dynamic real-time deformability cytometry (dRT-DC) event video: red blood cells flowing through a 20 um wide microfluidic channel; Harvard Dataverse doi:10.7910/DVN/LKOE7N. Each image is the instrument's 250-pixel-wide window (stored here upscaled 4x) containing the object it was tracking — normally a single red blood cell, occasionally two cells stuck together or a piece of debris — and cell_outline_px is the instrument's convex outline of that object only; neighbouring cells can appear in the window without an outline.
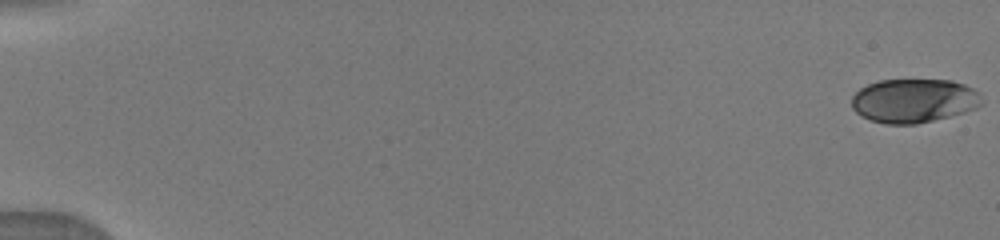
{"species": "human", "species_latin": "Homo sapiens", "temperature_condition": "warm", "stored_images_in_passage": 35, "camera_frame_rate_fps": 3000, "um_per_image_px": 0.085, "donor": {"sex": "male"}, "frame": {"image": 1, "passage_image": 1, "time_ms": 0.0, "image_size_px": [1000, 240], "cell_outline_px": [[984, 104], [976, 108], [964, 112], [916, 124], [884, 124], [872, 120], [856, 112], [852, 108], [852, 96], [860, 88], [868, 84], [880, 80], [952, 80], [964, 84], [980, 92]], "centroid_in_image_um": [77.7, 8.55], "position_along_channel_um": 7.3, "area_um2": 33.29}}
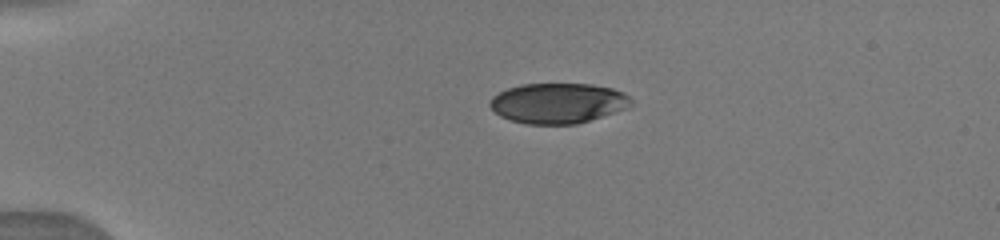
{"frame": {"image": 2, "passage_image": 24, "time_ms": 4.0, "image_size_px": [1000, 240], "cell_outline_px": [[632, 104], [628, 108], [576, 124], [528, 124], [512, 120], [500, 116], [488, 104], [492, 96], [508, 88], [524, 84], [592, 84], [612, 88], [624, 92], [632, 100]], "centroid_in_image_um": [47.44, 8.76], "position_along_channel_um": 37.6, "area_um2": 33.0}}